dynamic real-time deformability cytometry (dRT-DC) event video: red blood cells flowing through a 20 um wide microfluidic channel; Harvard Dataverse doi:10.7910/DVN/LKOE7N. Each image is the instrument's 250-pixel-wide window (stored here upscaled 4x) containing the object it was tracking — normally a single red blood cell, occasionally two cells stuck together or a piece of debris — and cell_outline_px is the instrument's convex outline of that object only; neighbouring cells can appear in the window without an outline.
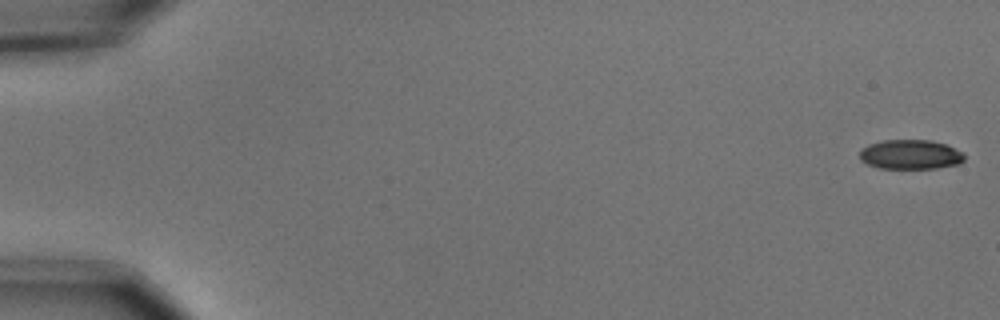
{"species": "common noctule bat (a hibernating species)", "species_latin": "Nyctalus noctula", "temperature_condition": "cold", "stored_images_in_passage": 10, "camera_frame_rate_fps": 3000, "um_per_image_px": 0.085, "animal": {"sex": "male", "body_mass_g": 15.6}, "frame": {"image": 1, "passage_image": 1, "time_ms": 0.0, "image_size_px": [1000, 320], "cell_outline_px": [[964, 160], [960, 164], [936, 168], [880, 168], [868, 164], [860, 160], [860, 152], [868, 144], [884, 140], [932, 140], [944, 144], [964, 152]], "centroid_in_image_um": [77.41, 13.13], "position_along_channel_um": 7.6, "area_um2": 17.98}}